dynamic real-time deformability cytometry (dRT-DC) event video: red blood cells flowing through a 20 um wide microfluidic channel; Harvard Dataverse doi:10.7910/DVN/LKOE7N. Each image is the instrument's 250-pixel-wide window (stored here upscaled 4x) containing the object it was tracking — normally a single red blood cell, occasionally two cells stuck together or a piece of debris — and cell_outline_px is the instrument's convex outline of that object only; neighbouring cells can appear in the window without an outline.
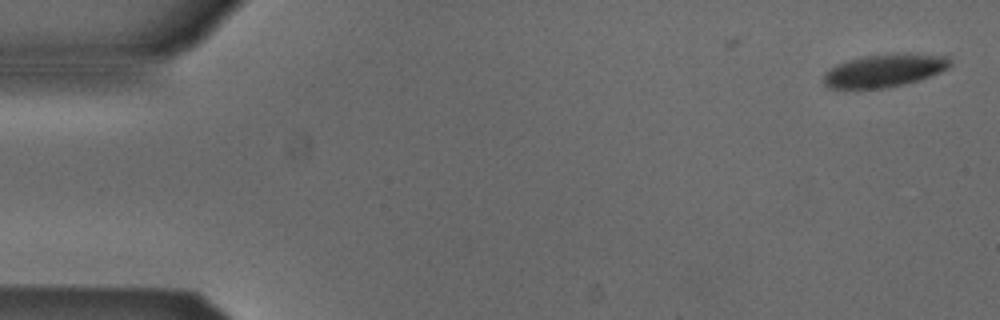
{"species": "Egyptian fruit bat (a non-hibernating species)", "species_latin": "Rousettus aegyptiacus", "temperature_condition": "cold", "stored_images_in_passage": 9, "camera_frame_rate_fps": 3000, "um_per_image_px": 0.085, "animal": {"sex": "male"}, "frame": {"image": 1, "passage_image": 1, "time_ms": 0.0, "image_size_px": [1000, 320], "cell_outline_px": [[952, 64], [948, 68], [940, 72], [920, 80], [904, 84], [884, 88], [828, 88], [824, 84], [824, 72], [828, 68], [836, 64], [848, 60], [864, 56], [896, 52], [948, 56], [952, 60]], "centroid_in_image_um": [75.19, 5.98], "position_along_channel_um": 9.8, "area_um2": 24.57}}